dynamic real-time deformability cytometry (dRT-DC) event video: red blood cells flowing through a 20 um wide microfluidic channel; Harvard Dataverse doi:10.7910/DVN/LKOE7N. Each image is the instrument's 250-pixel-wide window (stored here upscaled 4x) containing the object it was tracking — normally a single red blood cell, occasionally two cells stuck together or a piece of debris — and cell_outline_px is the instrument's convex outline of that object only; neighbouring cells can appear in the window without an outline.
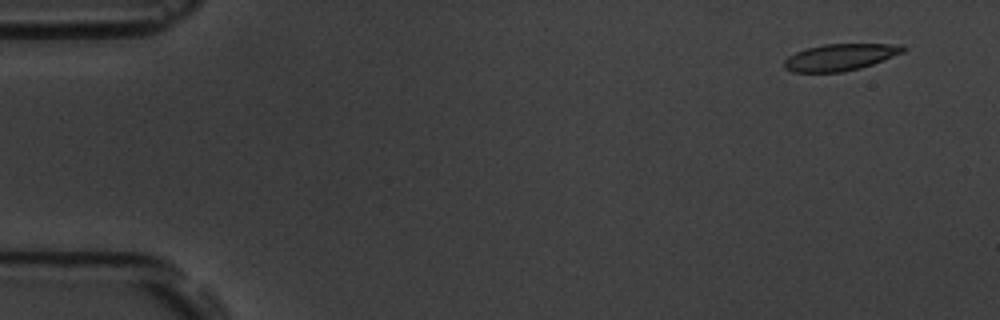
{"species": "common noctule bat (a hibernating species)", "species_latin": "Nyctalus noctula", "temperature_condition": "room temperature", "stored_images_in_passage": 6, "camera_frame_rate_fps": 3000, "um_per_image_px": 0.085, "animal": {"sex": "male", "body_mass_g": 19.5, "forearm_length_mm": 54.6}, "frame": {"image": 1, "passage_image": 1, "time_ms": 0.0, "image_size_px": [1000, 320], "cell_outline_px": [[908, 48], [904, 52], [872, 64], [860, 68], [844, 72], [792, 72], [784, 68], [784, 60], [788, 56], [796, 52], [808, 48], [824, 44], [904, 44]], "centroid_in_image_um": [71.43, 4.86], "position_along_channel_um": 13.6, "area_um2": 18.55}}
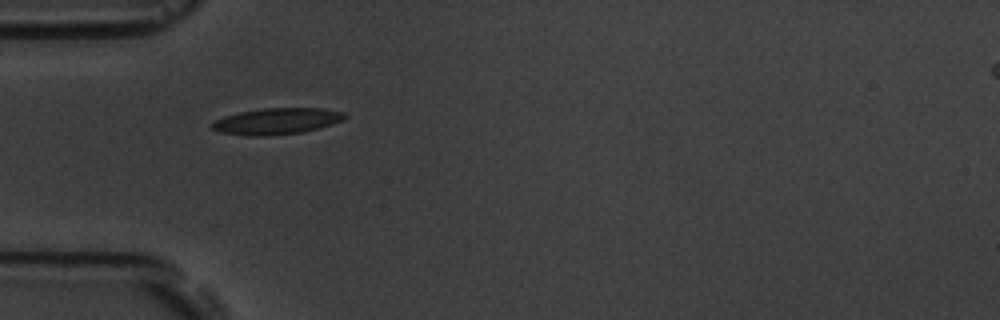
{"frame": {"image": 2, "passage_image": 5, "time_ms": 4.667, "image_size_px": [1000, 320], "cell_outline_px": [[348, 116], [344, 120], [320, 128], [300, 132], [256, 136], [248, 136], [220, 132], [212, 128], [208, 124], [212, 120], [224, 116], [240, 112], [264, 108], [324, 108], [344, 112]], "centroid_in_image_um": [23.51, 10.29], "position_along_channel_um": 61.5, "area_um2": 20.4}}
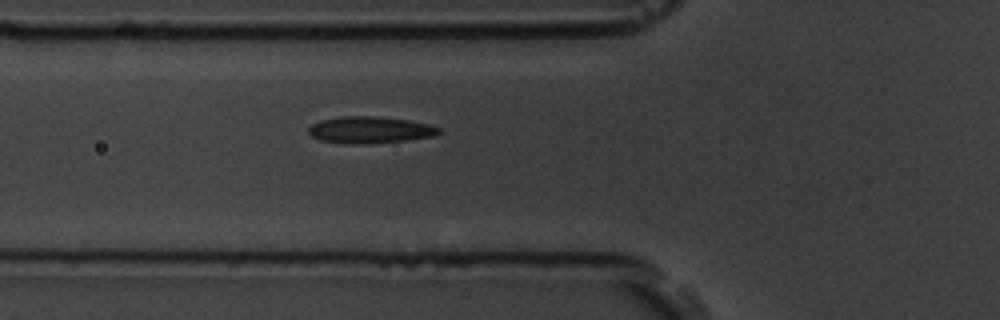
{"frame": {"image": 3, "passage_image": 6, "time_ms": 5.667, "image_size_px": [1000, 320], "cell_outline_px": [[440, 132], [432, 136], [404, 140], [368, 144], [348, 144], [320, 140], [312, 136], [308, 132], [308, 128], [312, 124], [320, 120], [340, 116], [376, 116], [408, 120], [428, 124], [440, 128]], "centroid_in_image_um": [31.4, 11.04], "position_along_channel_um": 94.4, "area_um2": 20.23}}